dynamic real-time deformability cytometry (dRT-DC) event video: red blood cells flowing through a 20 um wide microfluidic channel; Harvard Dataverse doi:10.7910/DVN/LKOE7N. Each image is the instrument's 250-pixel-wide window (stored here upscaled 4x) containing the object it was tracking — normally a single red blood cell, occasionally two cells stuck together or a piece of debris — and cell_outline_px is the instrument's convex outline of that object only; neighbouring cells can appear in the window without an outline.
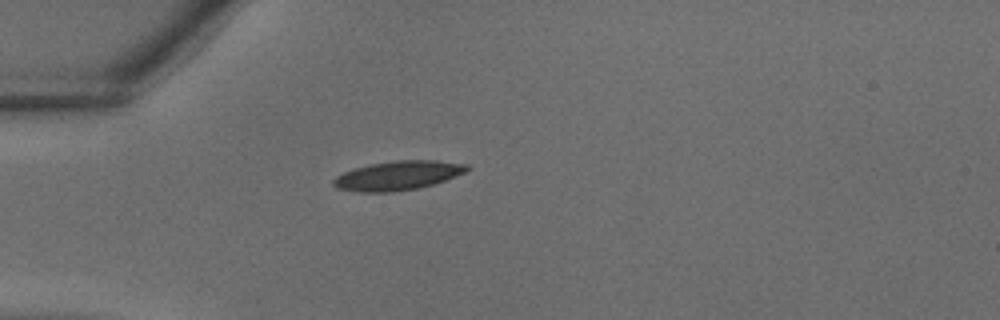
{"species": "common noctule bat (a hibernating species)", "species_latin": "Nyctalus noctula", "temperature_condition": "warm", "stored_images_in_passage": 28, "camera_frame_rate_fps": 3000, "um_per_image_px": 0.085, "animal": {"sex": "male", "body_mass_g": 18.8}, "frame": {"image": 1, "passage_image": 1, "time_ms": 0.0, "image_size_px": [1000, 320], "cell_outline_px": [[472, 168], [464, 172], [444, 180], [432, 184], [416, 188], [392, 192], [360, 192], [336, 188], [332, 184], [332, 180], [336, 176], [344, 172], [356, 168], [372, 164], [396, 160], [436, 160], [468, 164]], "centroid_in_image_um": [33.81, 14.92], "position_along_channel_um": 51.2, "area_um2": 22.48}}
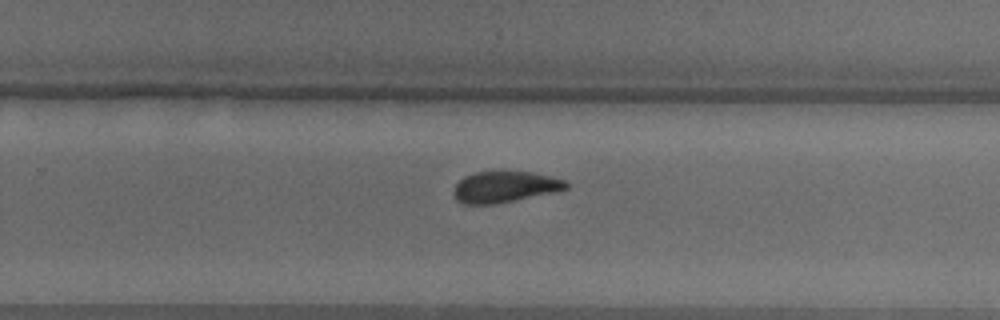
{"frame": {"image": 2, "passage_image": 15, "time_ms": 4.667, "image_size_px": [1000, 320], "cell_outline_px": [[568, 188], [556, 192], [496, 204], [464, 204], [456, 200], [452, 192], [452, 188], [464, 176], [476, 172], [532, 172], [564, 180], [568, 184]], "centroid_in_image_um": [42.87, 15.9], "position_along_channel_um": 286.9, "area_um2": 20.4}}
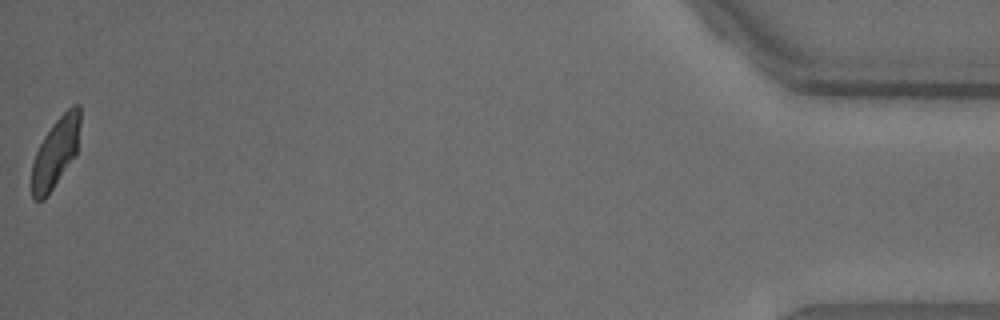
{"frame": {"image": 3, "passage_image": 28, "time_ms": 9.0, "image_size_px": [1000, 320], "cell_outline_px": [[80, 124], [76, 152], [44, 200], [32, 200], [32, 164], [36, 152], [44, 136], [52, 124], [72, 104], [80, 104]], "centroid_in_image_um": [4.71, 12.93], "position_along_channel_um": 430.5, "area_um2": 19.13}}